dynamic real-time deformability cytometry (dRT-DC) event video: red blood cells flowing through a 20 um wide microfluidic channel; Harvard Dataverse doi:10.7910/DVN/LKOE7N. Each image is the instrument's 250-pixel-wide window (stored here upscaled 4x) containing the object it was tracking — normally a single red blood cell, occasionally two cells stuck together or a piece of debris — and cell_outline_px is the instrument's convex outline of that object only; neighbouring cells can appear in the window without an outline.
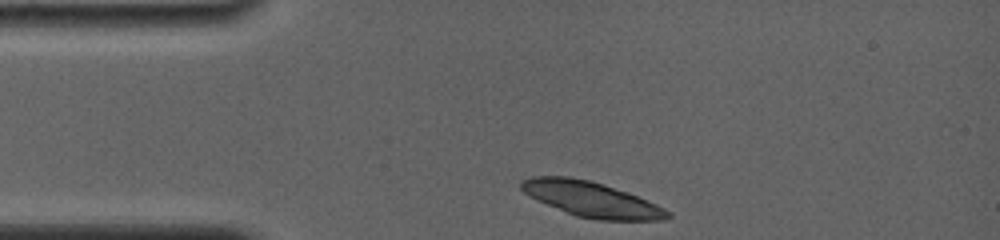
{"species": "common noctule bat (a hibernating species)", "species_latin": "Nyctalus noctula", "temperature_condition": "room temperature", "stored_images_in_passage": 3, "camera_frame_rate_fps": 4000, "um_per_image_px": 0.085, "animal": {"sex": "female", "body_mass_g": 19.0, "forearm_length_mm": 56.7}, "frame": {"image": 1, "passage_image": 1, "time_ms": 0.0, "image_size_px": [1000, 240], "cell_outline_px": [[672, 216], [660, 220], [596, 220], [576, 216], [548, 204], [524, 192], [520, 188], [520, 180], [532, 176], [568, 176], [588, 180], [628, 192], [656, 204], [672, 212]], "centroid_in_image_um": [50.29, 16.94], "position_along_channel_um": 34.7, "area_um2": 29.65}}